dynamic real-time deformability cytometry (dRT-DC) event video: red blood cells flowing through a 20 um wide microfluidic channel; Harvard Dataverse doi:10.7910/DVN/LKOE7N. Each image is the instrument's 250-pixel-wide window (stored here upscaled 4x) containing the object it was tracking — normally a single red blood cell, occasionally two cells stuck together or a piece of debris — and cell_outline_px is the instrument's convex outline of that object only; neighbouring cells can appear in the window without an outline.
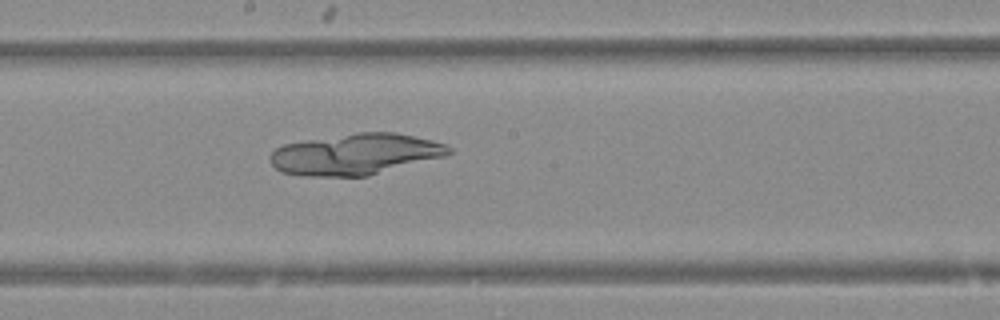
{"species": "Egyptian fruit bat (a non-hibernating species)", "species_latin": "Rousettus aegyptiacus", "temperature_condition": "warm", "stored_images_in_passage": 47, "camera_frame_rate_fps": 3000, "um_per_image_px": 0.085, "animal": {"sex": "female"}, "frame": {"image": 1, "passage_image": 25, "time_ms": 8.0, "image_size_px": [1000, 320], "cell_outline_px": [[452, 152], [448, 156], [368, 176], [304, 176], [280, 172], [272, 164], [268, 156], [276, 148], [284, 144], [304, 140], [356, 132], [396, 132], [432, 140], [444, 144], [452, 148]], "centroid_in_image_um": [30.23, 13.11], "position_along_channel_um": 218.0, "area_um2": 43.18}}
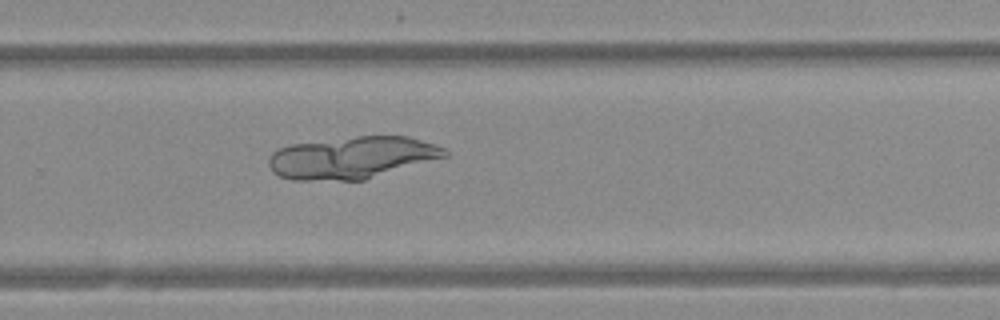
{"frame": {"image": 2, "passage_image": 31, "time_ms": 10.0, "image_size_px": [1000, 320], "cell_outline_px": [[448, 156], [364, 180], [292, 180], [280, 176], [272, 172], [268, 164], [268, 156], [272, 152], [280, 148], [292, 144], [356, 136], [408, 136], [444, 148], [448, 152]], "centroid_in_image_um": [29.89, 13.4], "position_along_channel_um": 299.9, "area_um2": 43.06}}
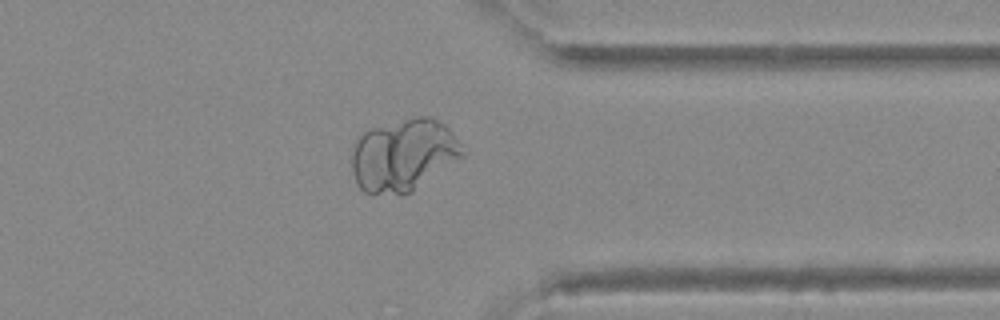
{"frame": {"image": 3, "passage_image": 37, "time_ms": 12.0, "image_size_px": [1000, 320], "cell_outline_px": [[464, 156], [412, 192], [364, 192], [356, 184], [352, 168], [352, 144], [368, 128], [416, 116], [432, 116], [444, 124], [448, 128], [460, 144]], "centroid_in_image_um": [34.28, 13.14], "position_along_channel_um": 377.1, "area_um2": 46.3}}